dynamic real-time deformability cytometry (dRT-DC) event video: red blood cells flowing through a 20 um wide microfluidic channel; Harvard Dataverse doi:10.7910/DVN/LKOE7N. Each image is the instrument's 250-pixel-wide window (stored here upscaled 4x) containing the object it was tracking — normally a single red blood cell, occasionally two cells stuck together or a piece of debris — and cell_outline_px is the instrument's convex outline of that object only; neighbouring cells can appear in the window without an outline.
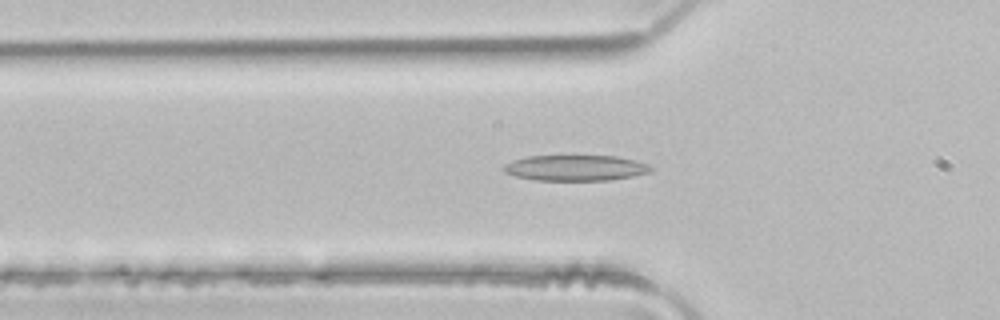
{"species": "common noctule bat (a hibernating species)", "species_latin": "Nyctalus noctula", "temperature_condition": "room temperature", "stored_images_in_passage": 35, "camera_frame_rate_fps": 3000, "um_per_image_px": 0.085, "animal": {"sex": "male", "body_mass_g": 21.5, "forearm_length_mm": 52.0}, "frame": {"image": 1, "passage_image": 2, "time_ms": 0.333, "image_size_px": [1000, 320], "cell_outline_px": [[652, 172], [612, 180], [532, 180], [516, 176], [504, 172], [504, 164], [512, 160], [528, 156], [616, 156], [648, 164], [652, 168]], "centroid_in_image_um": [48.9, 14.27], "position_along_channel_um": 76.9, "area_um2": 21.96}}
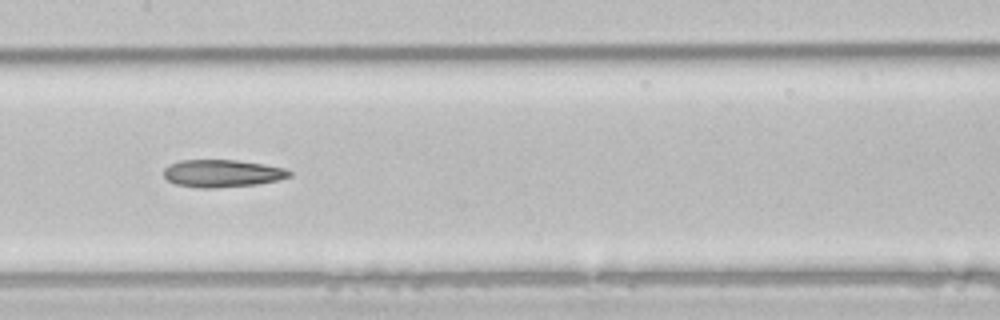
{"frame": {"image": 2, "passage_image": 10, "time_ms": 3.0, "image_size_px": [1000, 320], "cell_outline_px": [[292, 176], [276, 180], [256, 184], [216, 188], [200, 188], [176, 184], [168, 180], [164, 176], [164, 168], [168, 164], [180, 160], [236, 160], [264, 164], [284, 168], [292, 172]], "centroid_in_image_um": [18.87, 14.73], "position_along_channel_um": 188.5, "area_um2": 20.11}}
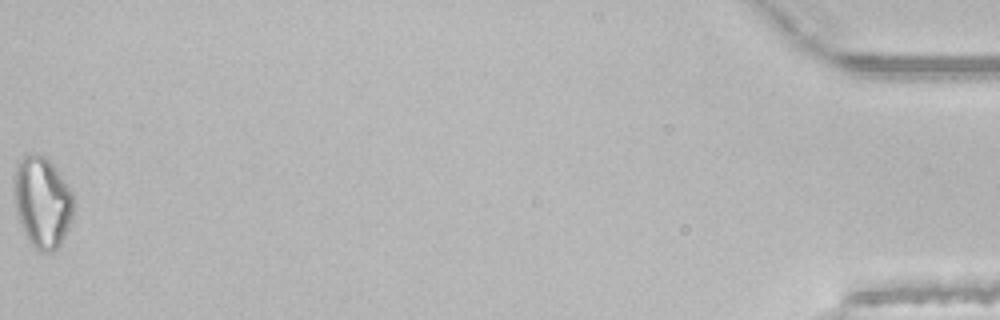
{"frame": {"image": 3, "passage_image": 35, "time_ms": 11.333, "image_size_px": [1000, 320], "cell_outline_px": [[72, 216], [68, 228], [60, 244], [52, 252], [40, 252], [28, 240], [20, 224], [12, 200], [12, 188], [16, 164], [20, 156], [28, 152], [36, 152], [44, 156], [52, 164], [72, 192]], "centroid_in_image_um": [3.52, 17.13], "position_along_channel_um": 431.7, "area_um2": 31.96}, "authors_computed_cell_mechanics": {"area_um2": 21.2126, "velocity_mm_per_s": 4.16, "shape_relaxation_time_tau1_ms": 5.4684, "shape_relaxation_time_tau2_ms": 9.0284, "deformation_change_tau1": 0.1473, "deformation_change_tau2": 0.2292}}